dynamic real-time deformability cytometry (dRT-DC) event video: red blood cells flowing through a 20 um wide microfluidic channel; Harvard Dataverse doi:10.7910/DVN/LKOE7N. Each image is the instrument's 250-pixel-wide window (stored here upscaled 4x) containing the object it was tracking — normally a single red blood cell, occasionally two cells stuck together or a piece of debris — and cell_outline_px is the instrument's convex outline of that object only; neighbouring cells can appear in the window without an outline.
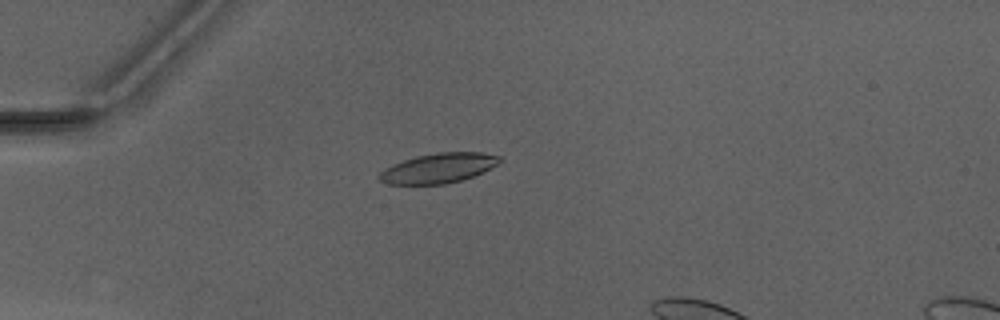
{"species": "Egyptian fruit bat (a non-hibernating species)", "species_latin": "Rousettus aegyptiacus", "temperature_condition": "warm", "stored_images_in_passage": 20, "camera_frame_rate_fps": 3000, "um_per_image_px": 0.085, "animal": {"sex": "male"}, "frame": {"image": 1, "passage_image": 11, "time_ms": 3.333, "image_size_px": [1000, 320], "cell_outline_px": [[504, 160], [472, 176], [460, 180], [444, 184], [388, 184], [380, 180], [376, 176], [384, 168], [392, 164], [416, 156], [440, 152], [480, 152], [500, 156]], "centroid_in_image_um": [37.22, 14.28], "position_along_channel_um": 47.8, "area_um2": 20.69}}
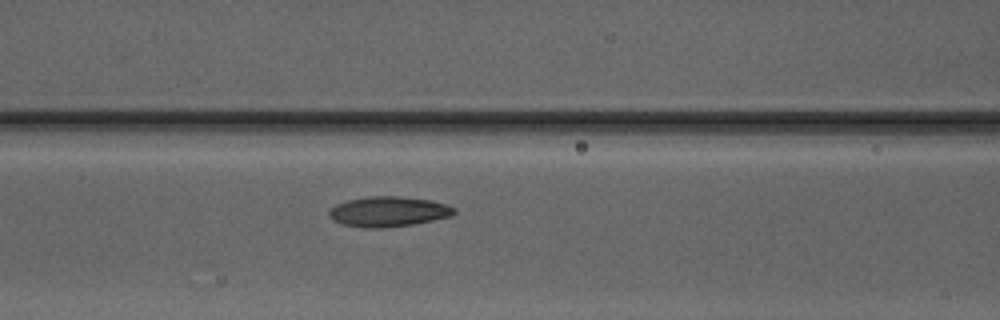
{"frame": {"image": 2, "passage_image": 19, "time_ms": 6.0, "image_size_px": [1000, 320], "cell_outline_px": [[456, 212], [452, 216], [412, 224], [380, 228], [364, 228], [340, 224], [332, 220], [328, 216], [328, 212], [336, 204], [348, 200], [368, 196], [400, 196], [432, 200], [456, 208]], "centroid_in_image_um": [32.99, 17.98], "position_along_channel_um": 133.6, "area_um2": 22.08}}